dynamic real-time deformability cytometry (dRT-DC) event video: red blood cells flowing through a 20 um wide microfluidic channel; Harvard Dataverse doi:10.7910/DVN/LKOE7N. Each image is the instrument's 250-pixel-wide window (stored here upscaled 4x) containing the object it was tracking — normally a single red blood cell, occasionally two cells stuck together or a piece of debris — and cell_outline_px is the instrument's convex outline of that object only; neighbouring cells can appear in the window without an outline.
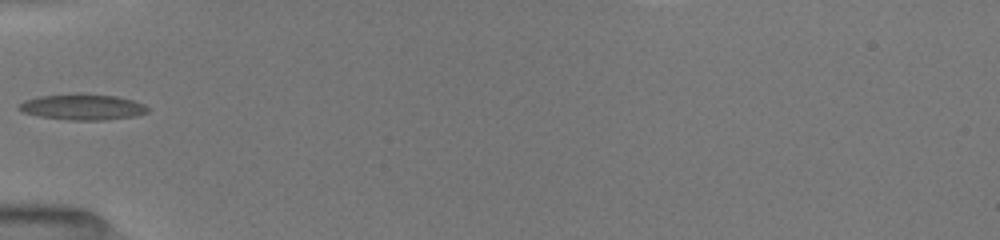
{"species": "common noctule bat (a hibernating species)", "species_latin": "Nyctalus noctula", "temperature_condition": "room temperature", "stored_images_in_passage": 3, "camera_frame_rate_fps": 3000, "um_per_image_px": 0.085, "animal": {"sex": "female", "body_mass_g": 19.5, "forearm_length_mm": 54.1}, "frame": {"image": 1, "passage_image": 1, "time_ms": 0.0, "image_size_px": [1000, 240], "cell_outline_px": [[148, 112], [136, 116], [104, 120], [68, 120], [40, 116], [24, 112], [16, 108], [24, 100], [40, 96], [76, 92], [84, 92], [116, 96], [132, 100], [144, 104], [148, 108]], "centroid_in_image_um": [7.02, 9.07], "position_along_channel_um": 78.0, "area_um2": 19.71}}